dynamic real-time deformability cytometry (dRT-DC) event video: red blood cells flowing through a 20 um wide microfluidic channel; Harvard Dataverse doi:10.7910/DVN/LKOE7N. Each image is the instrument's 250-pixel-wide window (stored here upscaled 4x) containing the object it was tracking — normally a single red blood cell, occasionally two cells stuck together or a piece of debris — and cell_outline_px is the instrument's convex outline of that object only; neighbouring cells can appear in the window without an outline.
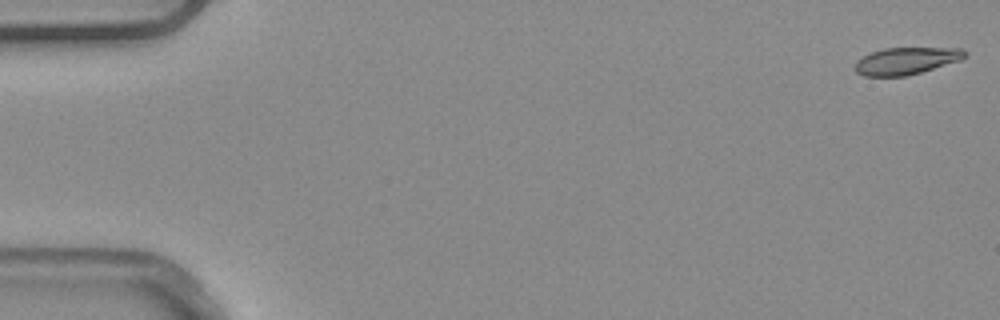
{"species": "common noctule bat (a hibernating species)", "species_latin": "Nyctalus noctula", "temperature_condition": "warm", "stored_images_in_passage": 4, "camera_frame_rate_fps": 3000, "um_per_image_px": 0.085, "animal": {"sex": "male", "body_mass_g": 20.4}, "frame": {"image": 1, "passage_image": 1, "time_ms": 0.0, "image_size_px": [1000, 320], "cell_outline_px": [[968, 56], [960, 60], [920, 72], [904, 76], [864, 76], [856, 72], [856, 60], [872, 52], [884, 48], [960, 48], [968, 52]], "centroid_in_image_um": [77.05, 5.16], "position_along_channel_um": 8.0, "area_um2": 17.17}}
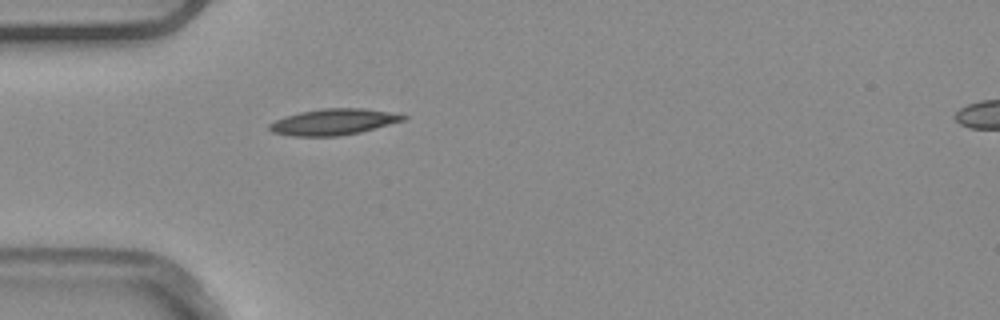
{"frame": {"image": 2, "passage_image": 4, "time_ms": 1.0, "image_size_px": [1000, 320], "cell_outline_px": [[408, 116], [404, 120], [360, 132], [340, 136], [292, 136], [272, 132], [268, 128], [268, 124], [284, 116], [300, 112], [320, 108], [364, 108], [388, 112]], "centroid_in_image_um": [28.3, 10.36], "position_along_channel_um": 56.7, "area_um2": 20.29}}